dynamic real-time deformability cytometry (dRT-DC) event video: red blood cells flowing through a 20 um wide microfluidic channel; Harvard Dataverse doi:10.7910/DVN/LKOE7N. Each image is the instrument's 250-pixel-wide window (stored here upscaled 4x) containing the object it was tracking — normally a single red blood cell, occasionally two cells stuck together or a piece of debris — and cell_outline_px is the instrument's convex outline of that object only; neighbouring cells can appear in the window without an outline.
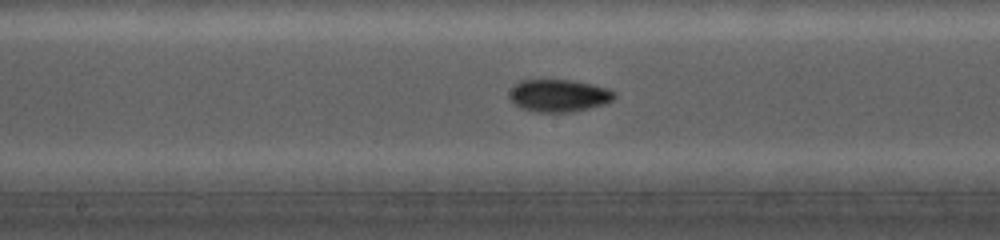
{"species": "common noctule bat (a hibernating species)", "species_latin": "Nyctalus noctula", "temperature_condition": "cold", "stored_images_in_passage": 75, "camera_frame_rate_fps": 5000, "um_per_image_px": 0.085, "animal": {"sex": "female", "body_mass_g": 19.0, "forearm_length_mm": 56.7}, "frame": {"image": 1, "passage_image": 42, "time_ms": 8.2, "image_size_px": [1000, 240], "cell_outline_px": [[616, 96], [612, 100], [604, 104], [572, 112], [540, 112], [520, 108], [508, 96], [508, 92], [520, 80], [572, 80], [592, 84], [608, 88], [616, 92]], "centroid_in_image_um": [47.51, 8.12], "position_along_channel_um": 200.7, "area_um2": 19.83}}
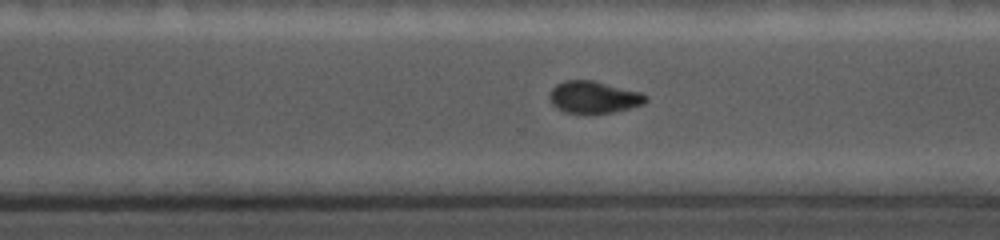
{"frame": {"image": 2, "passage_image": 58, "time_ms": 11.4, "image_size_px": [1000, 240], "cell_outline_px": [[648, 100], [644, 104], [612, 112], [564, 112], [556, 108], [552, 104], [548, 96], [552, 88], [556, 84], [564, 80], [592, 80], [640, 92], [648, 96]], "centroid_in_image_um": [50.45, 8.24], "position_along_channel_um": 320.2, "area_um2": 17.74}}
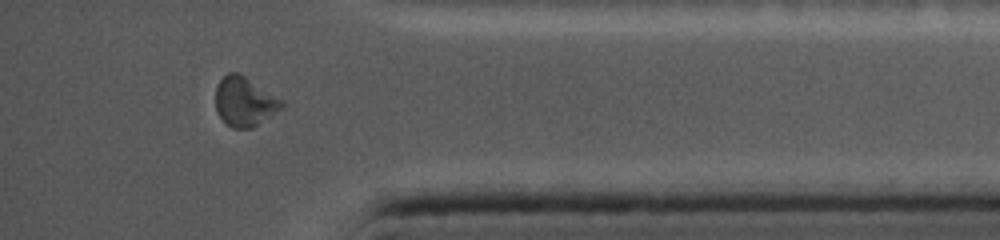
{"frame": {"image": 3, "passage_image": 71, "time_ms": 14.0, "image_size_px": [1000, 240], "cell_outline_px": [[284, 104], [280, 108], [252, 128], [232, 128], [216, 112], [216, 84], [228, 72], [236, 72], [244, 76], [280, 100]], "centroid_in_image_um": [20.71, 8.63], "position_along_channel_um": 414.5, "area_um2": 18.26}}